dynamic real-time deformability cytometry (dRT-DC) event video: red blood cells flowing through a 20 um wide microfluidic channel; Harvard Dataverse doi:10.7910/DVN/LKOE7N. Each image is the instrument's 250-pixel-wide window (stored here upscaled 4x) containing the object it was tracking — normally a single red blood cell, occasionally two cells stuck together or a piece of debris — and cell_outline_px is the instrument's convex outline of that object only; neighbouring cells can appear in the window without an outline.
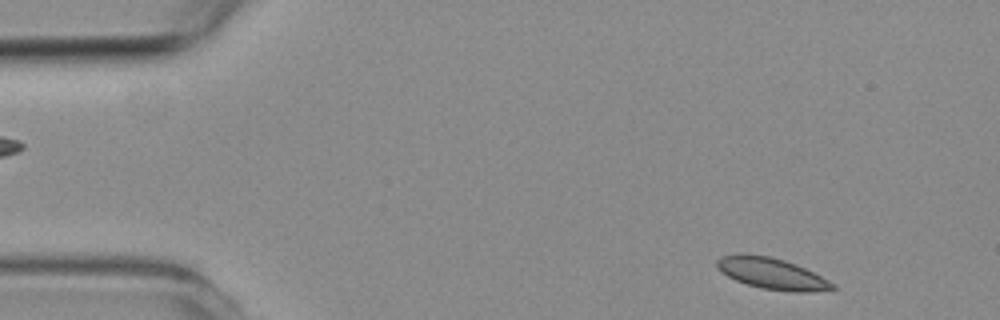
{"species": "common noctule bat (a hibernating species)", "species_latin": "Nyctalus noctula", "temperature_condition": "room temperature", "stored_images_in_passage": 2, "camera_frame_rate_fps": 3000, "um_per_image_px": 0.085, "animal": {"sex": "female", "body_mass_g": 19.3, "forearm_length_mm": 54.1}, "frame": {"image": 1, "passage_image": 2, "time_ms": 1.667, "image_size_px": [1000, 320], "cell_outline_px": [[840, 288], [808, 292], [792, 292], [760, 288], [736, 280], [720, 272], [716, 268], [716, 260], [720, 256], [740, 252], [768, 256], [784, 260], [796, 264], [836, 284]], "centroid_in_image_um": [65.57, 23.24], "position_along_channel_um": 19.4, "area_um2": 21.27}}